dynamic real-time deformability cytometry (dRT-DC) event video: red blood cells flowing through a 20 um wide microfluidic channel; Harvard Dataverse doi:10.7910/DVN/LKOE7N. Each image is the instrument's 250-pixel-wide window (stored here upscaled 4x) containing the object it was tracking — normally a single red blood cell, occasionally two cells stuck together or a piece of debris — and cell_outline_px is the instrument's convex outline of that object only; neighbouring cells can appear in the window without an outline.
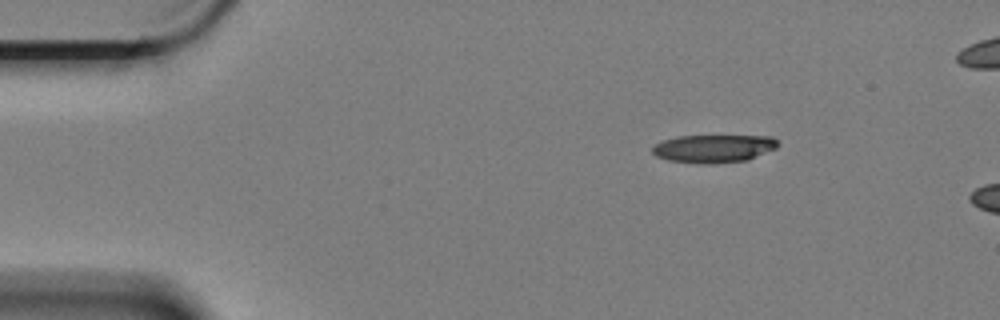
{"species": "Egyptian fruit bat (a non-hibernating species)", "species_latin": "Rousettus aegyptiacus", "temperature_condition": "cold", "stored_images_in_passage": 4, "camera_frame_rate_fps": 3000, "um_per_image_px": 0.085, "animal": {"sex": "female"}, "frame": {"image": 1, "passage_image": 1, "time_ms": 0.0, "image_size_px": [1000, 320], "cell_outline_px": [[776, 148], [748, 160], [712, 164], [700, 164], [668, 160], [656, 156], [652, 152], [652, 148], [656, 144], [664, 140], [676, 136], [772, 136], [776, 140]], "centroid_in_image_um": [60.64, 12.63], "position_along_channel_um": 24.4, "area_um2": 20.4}}